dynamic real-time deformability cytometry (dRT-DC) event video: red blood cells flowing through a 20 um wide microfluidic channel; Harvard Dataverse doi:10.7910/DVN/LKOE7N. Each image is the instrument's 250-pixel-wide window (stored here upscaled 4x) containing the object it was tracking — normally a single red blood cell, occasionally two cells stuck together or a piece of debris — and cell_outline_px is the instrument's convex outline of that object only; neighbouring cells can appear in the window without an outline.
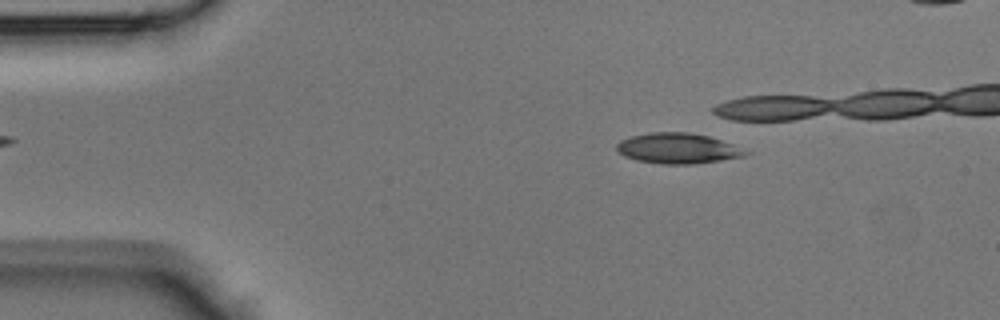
{"species": "Egyptian fruit bat (a non-hibernating species)", "species_latin": "Rousettus aegyptiacus", "temperature_condition": "room temperature", "stored_images_in_passage": 33, "camera_frame_rate_fps": 3000, "um_per_image_px": 0.085, "animal": {"sex": "male"}, "frame": {"image": 1, "passage_image": 6, "time_ms": 1.667, "image_size_px": [1000, 320], "cell_outline_px": [[752, 152], [744, 156], [720, 160], [692, 164], [660, 164], [636, 160], [624, 156], [616, 152], [616, 144], [620, 140], [632, 136], [648, 132], [688, 132], [708, 136], [732, 144]], "centroid_in_image_um": [57.57, 12.61], "position_along_channel_um": 27.4, "area_um2": 22.95}}